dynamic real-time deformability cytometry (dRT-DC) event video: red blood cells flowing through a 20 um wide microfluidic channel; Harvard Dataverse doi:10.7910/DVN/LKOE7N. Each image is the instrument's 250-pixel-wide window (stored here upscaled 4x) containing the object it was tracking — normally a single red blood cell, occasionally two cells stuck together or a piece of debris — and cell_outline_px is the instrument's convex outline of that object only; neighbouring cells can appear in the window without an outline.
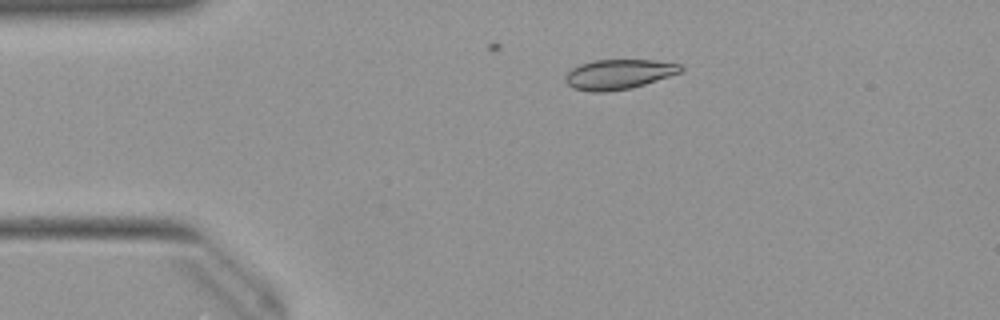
{"species": "Egyptian fruit bat (a non-hibernating species)", "species_latin": "Rousettus aegyptiacus", "temperature_condition": "warm", "stored_images_in_passage": 7, "camera_frame_rate_fps": 3000, "um_per_image_px": 0.085, "animal": {"sex": "female"}, "frame": {"image": 1, "passage_image": 1, "time_ms": 0.0, "image_size_px": [1000, 320], "cell_outline_px": [[684, 68], [680, 72], [632, 88], [604, 92], [592, 92], [572, 88], [564, 80], [564, 76], [572, 68], [580, 64], [592, 60], [656, 60], [680, 64]], "centroid_in_image_um": [52.55, 6.31], "position_along_channel_um": 32.5, "area_um2": 20.06}}
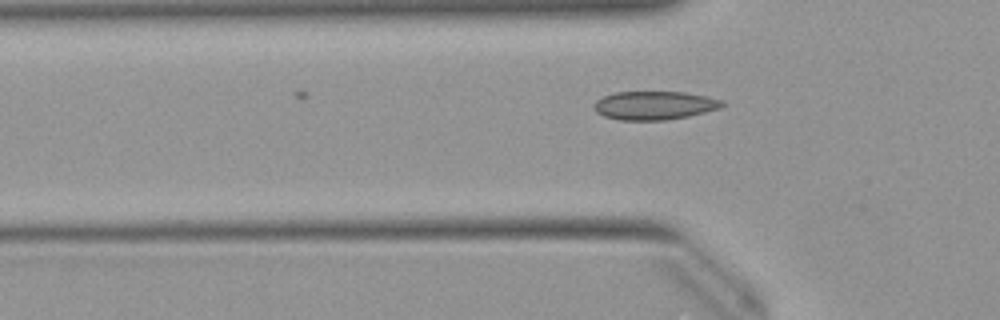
{"frame": {"image": 2, "passage_image": 7, "time_ms": 2.0, "image_size_px": [1000, 320], "cell_outline_px": [[724, 104], [720, 108], [688, 116], [668, 120], [620, 120], [604, 116], [596, 112], [592, 108], [592, 104], [596, 100], [604, 96], [616, 92], [684, 92], [724, 100]], "centroid_in_image_um": [55.59, 8.96], "position_along_channel_um": 70.2, "area_um2": 21.33}}